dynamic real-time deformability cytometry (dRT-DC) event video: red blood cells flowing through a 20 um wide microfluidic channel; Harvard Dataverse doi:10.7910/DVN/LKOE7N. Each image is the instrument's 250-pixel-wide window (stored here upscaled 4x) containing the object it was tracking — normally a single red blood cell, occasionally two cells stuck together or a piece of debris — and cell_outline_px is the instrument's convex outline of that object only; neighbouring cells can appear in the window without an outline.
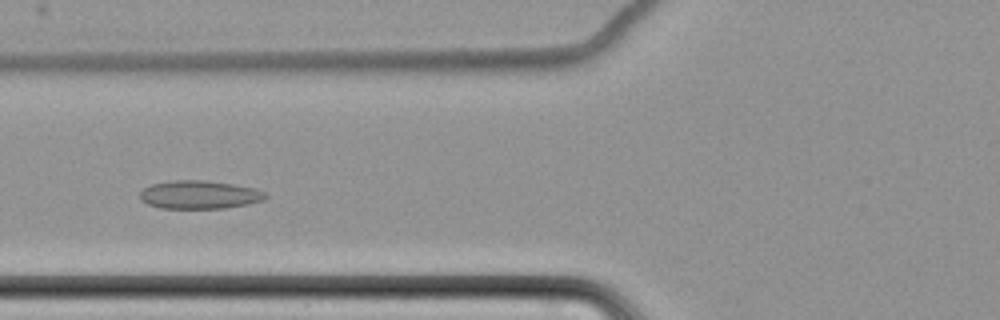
{"species": "common noctule bat (a hibernating species)", "species_latin": "Nyctalus noctula", "temperature_condition": "cold", "stored_images_in_passage": 9, "camera_frame_rate_fps": 3000, "um_per_image_px": 0.085, "animal": {"sex": "female", "body_mass_g": 22.7, "forearm_length_mm": 54.2}, "frame": {"image": 1, "passage_image": 7, "time_ms": 7.0, "image_size_px": [1000, 320], "cell_outline_px": [[268, 196], [264, 200], [248, 204], [224, 208], [160, 208], [148, 204], [140, 200], [140, 192], [144, 188], [152, 184], [172, 180], [204, 180], [232, 184], [252, 188], [264, 192]], "centroid_in_image_um": [16.93, 16.55], "position_along_channel_um": 108.9, "area_um2": 20.58}}
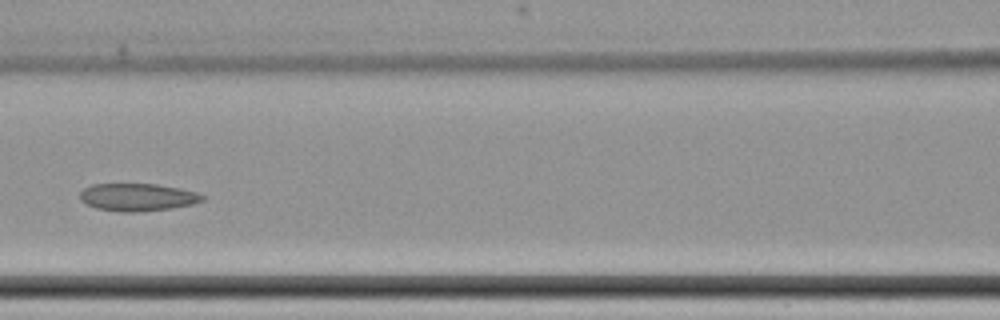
{"frame": {"image": 2, "passage_image": 8, "time_ms": 8.333, "image_size_px": [1000, 320], "cell_outline_px": [[204, 200], [192, 204], [172, 208], [136, 212], [120, 212], [96, 208], [80, 200], [80, 192], [84, 188], [92, 184], [156, 184], [180, 188], [196, 192], [204, 196]], "centroid_in_image_um": [11.68, 16.76], "position_along_channel_um": 154.9, "area_um2": 19.65}}
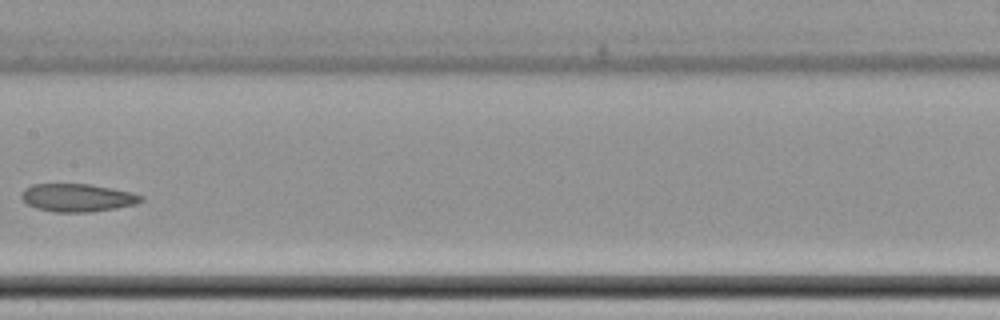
{"frame": {"image": 3, "passage_image": 9, "time_ms": 9.667, "image_size_px": [1000, 320], "cell_outline_px": [[144, 200], [136, 204], [116, 208], [88, 212], [56, 212], [36, 208], [28, 204], [20, 196], [20, 192], [24, 188], [32, 184], [92, 184], [132, 192], [144, 196]], "centroid_in_image_um": [6.59, 16.79], "position_along_channel_um": 200.8, "area_um2": 19.59}}